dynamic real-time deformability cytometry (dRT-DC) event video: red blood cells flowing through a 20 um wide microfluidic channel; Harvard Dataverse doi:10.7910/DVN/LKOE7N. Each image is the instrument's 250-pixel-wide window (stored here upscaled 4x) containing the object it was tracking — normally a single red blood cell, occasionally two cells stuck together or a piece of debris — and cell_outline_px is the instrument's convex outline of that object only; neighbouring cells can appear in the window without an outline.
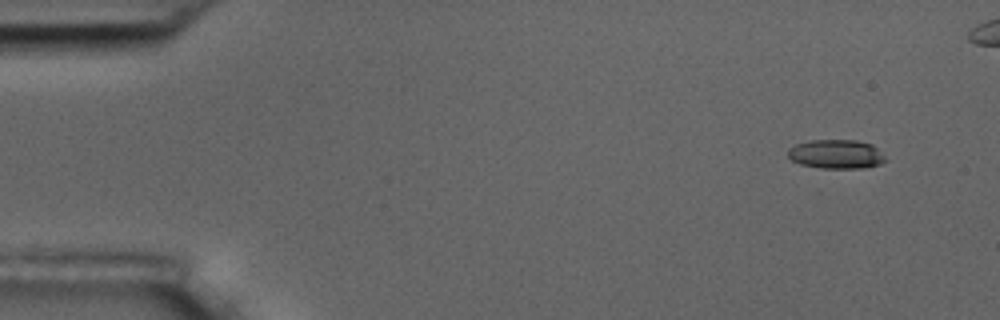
{"species": "common noctule bat (a hibernating species)", "species_latin": "Nyctalus noctula", "temperature_condition": "room temperature", "stored_images_in_passage": 8, "camera_frame_rate_fps": 3000, "um_per_image_px": 0.085, "animal": {"sex": "male", "body_mass_g": 17.5, "forearm_length_mm": 52.3}, "frame": {"image": 1, "passage_image": 1, "time_ms": 0.0, "image_size_px": [1000, 320], "cell_outline_px": [[888, 160], [880, 164], [864, 168], [820, 168], [800, 164], [792, 160], [788, 156], [788, 148], [796, 144], [812, 140], [856, 140], [872, 144]], "centroid_in_image_um": [71.08, 13.1], "position_along_channel_um": 13.9, "area_um2": 16.53}}
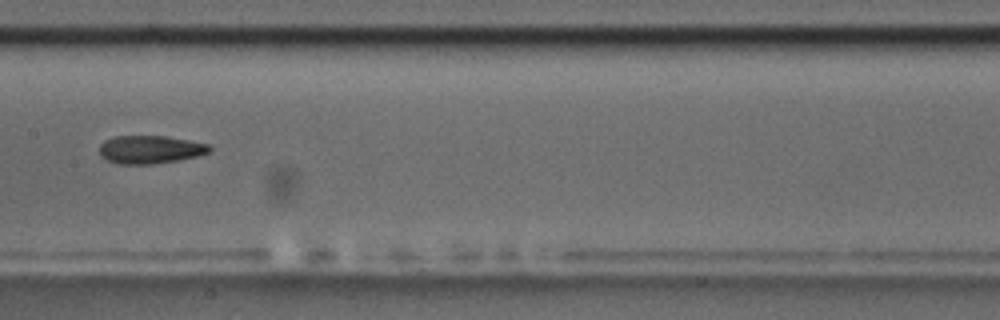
{"frame": {"image": 2, "passage_image": 8, "time_ms": 8.0, "image_size_px": [1000, 320], "cell_outline_px": [[212, 148], [208, 152], [196, 156], [156, 164], [116, 164], [100, 156], [100, 144], [104, 140], [116, 136], [164, 136], [188, 140], [208, 144]], "centroid_in_image_um": [12.72, 12.71], "position_along_channel_um": 194.7, "area_um2": 17.92}}